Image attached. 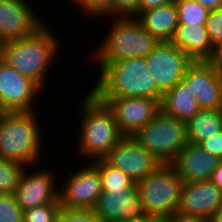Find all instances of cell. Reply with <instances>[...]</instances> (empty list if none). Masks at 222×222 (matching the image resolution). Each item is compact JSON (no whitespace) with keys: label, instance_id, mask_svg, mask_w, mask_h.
Wrapping results in <instances>:
<instances>
[{"label":"cell","instance_id":"cell-1","mask_svg":"<svg viewBox=\"0 0 222 222\" xmlns=\"http://www.w3.org/2000/svg\"><path fill=\"white\" fill-rule=\"evenodd\" d=\"M46 21L29 36L0 45V58L45 92L50 70L56 64L61 41ZM57 56V57H56ZM51 68V69H50Z\"/></svg>","mask_w":222,"mask_h":222},{"label":"cell","instance_id":"cell-2","mask_svg":"<svg viewBox=\"0 0 222 222\" xmlns=\"http://www.w3.org/2000/svg\"><path fill=\"white\" fill-rule=\"evenodd\" d=\"M78 101L77 137L74 148L77 158L86 161L101 159L124 136L114 120L112 111L90 90ZM82 157V158H81Z\"/></svg>","mask_w":222,"mask_h":222},{"label":"cell","instance_id":"cell-3","mask_svg":"<svg viewBox=\"0 0 222 222\" xmlns=\"http://www.w3.org/2000/svg\"><path fill=\"white\" fill-rule=\"evenodd\" d=\"M39 116V111L35 110L0 112V159L14 161L25 167H40L47 151H44L45 131Z\"/></svg>","mask_w":222,"mask_h":222},{"label":"cell","instance_id":"cell-4","mask_svg":"<svg viewBox=\"0 0 222 222\" xmlns=\"http://www.w3.org/2000/svg\"><path fill=\"white\" fill-rule=\"evenodd\" d=\"M98 73L94 86L89 88L96 97H148L162 101L163 94L150 76L145 58L108 62Z\"/></svg>","mask_w":222,"mask_h":222},{"label":"cell","instance_id":"cell-5","mask_svg":"<svg viewBox=\"0 0 222 222\" xmlns=\"http://www.w3.org/2000/svg\"><path fill=\"white\" fill-rule=\"evenodd\" d=\"M111 20L109 30L91 54L99 72L108 62L127 58H146L160 43L135 17H103ZM112 23V24H111Z\"/></svg>","mask_w":222,"mask_h":222},{"label":"cell","instance_id":"cell-6","mask_svg":"<svg viewBox=\"0 0 222 222\" xmlns=\"http://www.w3.org/2000/svg\"><path fill=\"white\" fill-rule=\"evenodd\" d=\"M133 137L163 164H170L188 142L186 122L162 110Z\"/></svg>","mask_w":222,"mask_h":222},{"label":"cell","instance_id":"cell-7","mask_svg":"<svg viewBox=\"0 0 222 222\" xmlns=\"http://www.w3.org/2000/svg\"><path fill=\"white\" fill-rule=\"evenodd\" d=\"M182 179L170 164H162L154 173L136 183L147 215L163 218L177 211Z\"/></svg>","mask_w":222,"mask_h":222},{"label":"cell","instance_id":"cell-8","mask_svg":"<svg viewBox=\"0 0 222 222\" xmlns=\"http://www.w3.org/2000/svg\"><path fill=\"white\" fill-rule=\"evenodd\" d=\"M83 166L73 172L59 175V203L66 208L94 209L102 193V180L99 169L91 162H82ZM86 164V165H85ZM63 181V182H62Z\"/></svg>","mask_w":222,"mask_h":222},{"label":"cell","instance_id":"cell-9","mask_svg":"<svg viewBox=\"0 0 222 222\" xmlns=\"http://www.w3.org/2000/svg\"><path fill=\"white\" fill-rule=\"evenodd\" d=\"M47 167L39 169L36 165L25 167L22 171L14 193L18 204L24 211L48 203H59V184L57 183L58 175L61 173L55 172L52 163L50 168L49 165Z\"/></svg>","mask_w":222,"mask_h":222},{"label":"cell","instance_id":"cell-10","mask_svg":"<svg viewBox=\"0 0 222 222\" xmlns=\"http://www.w3.org/2000/svg\"><path fill=\"white\" fill-rule=\"evenodd\" d=\"M145 59L149 74L163 95L184 78L187 67L193 62L171 42H160Z\"/></svg>","mask_w":222,"mask_h":222},{"label":"cell","instance_id":"cell-11","mask_svg":"<svg viewBox=\"0 0 222 222\" xmlns=\"http://www.w3.org/2000/svg\"><path fill=\"white\" fill-rule=\"evenodd\" d=\"M102 159L123 171L135 183L154 173L163 164L133 136H123Z\"/></svg>","mask_w":222,"mask_h":222},{"label":"cell","instance_id":"cell-12","mask_svg":"<svg viewBox=\"0 0 222 222\" xmlns=\"http://www.w3.org/2000/svg\"><path fill=\"white\" fill-rule=\"evenodd\" d=\"M42 92L0 58V112L34 111Z\"/></svg>","mask_w":222,"mask_h":222},{"label":"cell","instance_id":"cell-13","mask_svg":"<svg viewBox=\"0 0 222 222\" xmlns=\"http://www.w3.org/2000/svg\"><path fill=\"white\" fill-rule=\"evenodd\" d=\"M112 111L120 132L134 136L161 110L160 102L148 97H97Z\"/></svg>","mask_w":222,"mask_h":222},{"label":"cell","instance_id":"cell-14","mask_svg":"<svg viewBox=\"0 0 222 222\" xmlns=\"http://www.w3.org/2000/svg\"><path fill=\"white\" fill-rule=\"evenodd\" d=\"M30 1L0 0V45L29 36L45 23Z\"/></svg>","mask_w":222,"mask_h":222},{"label":"cell","instance_id":"cell-15","mask_svg":"<svg viewBox=\"0 0 222 222\" xmlns=\"http://www.w3.org/2000/svg\"><path fill=\"white\" fill-rule=\"evenodd\" d=\"M94 212L99 222L134 220L147 215L136 185L128 190H103Z\"/></svg>","mask_w":222,"mask_h":222},{"label":"cell","instance_id":"cell-16","mask_svg":"<svg viewBox=\"0 0 222 222\" xmlns=\"http://www.w3.org/2000/svg\"><path fill=\"white\" fill-rule=\"evenodd\" d=\"M200 109L222 110V77L206 61H193L183 78Z\"/></svg>","mask_w":222,"mask_h":222},{"label":"cell","instance_id":"cell-17","mask_svg":"<svg viewBox=\"0 0 222 222\" xmlns=\"http://www.w3.org/2000/svg\"><path fill=\"white\" fill-rule=\"evenodd\" d=\"M222 204V190L211 180L183 183L177 211L208 222Z\"/></svg>","mask_w":222,"mask_h":222},{"label":"cell","instance_id":"cell-18","mask_svg":"<svg viewBox=\"0 0 222 222\" xmlns=\"http://www.w3.org/2000/svg\"><path fill=\"white\" fill-rule=\"evenodd\" d=\"M220 159L206 152L200 144L187 142L170 165L183 183L210 180Z\"/></svg>","mask_w":222,"mask_h":222},{"label":"cell","instance_id":"cell-19","mask_svg":"<svg viewBox=\"0 0 222 222\" xmlns=\"http://www.w3.org/2000/svg\"><path fill=\"white\" fill-rule=\"evenodd\" d=\"M170 42L193 61H206L214 48L205 25L178 23Z\"/></svg>","mask_w":222,"mask_h":222},{"label":"cell","instance_id":"cell-20","mask_svg":"<svg viewBox=\"0 0 222 222\" xmlns=\"http://www.w3.org/2000/svg\"><path fill=\"white\" fill-rule=\"evenodd\" d=\"M159 42H170L178 25L175 1L140 12L135 17Z\"/></svg>","mask_w":222,"mask_h":222},{"label":"cell","instance_id":"cell-21","mask_svg":"<svg viewBox=\"0 0 222 222\" xmlns=\"http://www.w3.org/2000/svg\"><path fill=\"white\" fill-rule=\"evenodd\" d=\"M160 107L165 114L184 122L189 121L200 110L195 94L184 79L179 80L163 95Z\"/></svg>","mask_w":222,"mask_h":222},{"label":"cell","instance_id":"cell-22","mask_svg":"<svg viewBox=\"0 0 222 222\" xmlns=\"http://www.w3.org/2000/svg\"><path fill=\"white\" fill-rule=\"evenodd\" d=\"M222 130V110L199 112L186 122V136L189 143L200 144Z\"/></svg>","mask_w":222,"mask_h":222},{"label":"cell","instance_id":"cell-23","mask_svg":"<svg viewBox=\"0 0 222 222\" xmlns=\"http://www.w3.org/2000/svg\"><path fill=\"white\" fill-rule=\"evenodd\" d=\"M91 162L100 171L103 190H128L136 185L123 171L108 165L102 158Z\"/></svg>","mask_w":222,"mask_h":222},{"label":"cell","instance_id":"cell-24","mask_svg":"<svg viewBox=\"0 0 222 222\" xmlns=\"http://www.w3.org/2000/svg\"><path fill=\"white\" fill-rule=\"evenodd\" d=\"M178 23L205 25L209 10L195 0H174Z\"/></svg>","mask_w":222,"mask_h":222},{"label":"cell","instance_id":"cell-25","mask_svg":"<svg viewBox=\"0 0 222 222\" xmlns=\"http://www.w3.org/2000/svg\"><path fill=\"white\" fill-rule=\"evenodd\" d=\"M24 168L20 163L0 159V193L15 192Z\"/></svg>","mask_w":222,"mask_h":222},{"label":"cell","instance_id":"cell-26","mask_svg":"<svg viewBox=\"0 0 222 222\" xmlns=\"http://www.w3.org/2000/svg\"><path fill=\"white\" fill-rule=\"evenodd\" d=\"M24 210L15 193H0V222H23Z\"/></svg>","mask_w":222,"mask_h":222},{"label":"cell","instance_id":"cell-27","mask_svg":"<svg viewBox=\"0 0 222 222\" xmlns=\"http://www.w3.org/2000/svg\"><path fill=\"white\" fill-rule=\"evenodd\" d=\"M111 2L112 0H78L74 7L78 6L77 11L80 8L84 17H91L89 20L96 18L98 21L100 18L110 17Z\"/></svg>","mask_w":222,"mask_h":222},{"label":"cell","instance_id":"cell-28","mask_svg":"<svg viewBox=\"0 0 222 222\" xmlns=\"http://www.w3.org/2000/svg\"><path fill=\"white\" fill-rule=\"evenodd\" d=\"M60 203H48L24 211L23 222H55Z\"/></svg>","mask_w":222,"mask_h":222},{"label":"cell","instance_id":"cell-29","mask_svg":"<svg viewBox=\"0 0 222 222\" xmlns=\"http://www.w3.org/2000/svg\"><path fill=\"white\" fill-rule=\"evenodd\" d=\"M55 222H99L94 209L61 207Z\"/></svg>","mask_w":222,"mask_h":222},{"label":"cell","instance_id":"cell-30","mask_svg":"<svg viewBox=\"0 0 222 222\" xmlns=\"http://www.w3.org/2000/svg\"><path fill=\"white\" fill-rule=\"evenodd\" d=\"M205 26L213 46L222 44V8L209 12Z\"/></svg>","mask_w":222,"mask_h":222},{"label":"cell","instance_id":"cell-31","mask_svg":"<svg viewBox=\"0 0 222 222\" xmlns=\"http://www.w3.org/2000/svg\"><path fill=\"white\" fill-rule=\"evenodd\" d=\"M139 0H112L110 17H136Z\"/></svg>","mask_w":222,"mask_h":222},{"label":"cell","instance_id":"cell-32","mask_svg":"<svg viewBox=\"0 0 222 222\" xmlns=\"http://www.w3.org/2000/svg\"><path fill=\"white\" fill-rule=\"evenodd\" d=\"M201 147L212 156L222 160V130L203 140L200 143Z\"/></svg>","mask_w":222,"mask_h":222},{"label":"cell","instance_id":"cell-33","mask_svg":"<svg viewBox=\"0 0 222 222\" xmlns=\"http://www.w3.org/2000/svg\"><path fill=\"white\" fill-rule=\"evenodd\" d=\"M206 62L222 77V44L213 48L212 54Z\"/></svg>","mask_w":222,"mask_h":222},{"label":"cell","instance_id":"cell-34","mask_svg":"<svg viewBox=\"0 0 222 222\" xmlns=\"http://www.w3.org/2000/svg\"><path fill=\"white\" fill-rule=\"evenodd\" d=\"M160 222H206V221L197 216L186 215L178 211H175L169 216L160 218Z\"/></svg>","mask_w":222,"mask_h":222},{"label":"cell","instance_id":"cell-35","mask_svg":"<svg viewBox=\"0 0 222 222\" xmlns=\"http://www.w3.org/2000/svg\"><path fill=\"white\" fill-rule=\"evenodd\" d=\"M172 1L173 0H139L138 14L148 9L166 5Z\"/></svg>","mask_w":222,"mask_h":222},{"label":"cell","instance_id":"cell-36","mask_svg":"<svg viewBox=\"0 0 222 222\" xmlns=\"http://www.w3.org/2000/svg\"><path fill=\"white\" fill-rule=\"evenodd\" d=\"M210 180L219 188L222 190V160L218 164V166L215 168V170L212 172V175L210 177Z\"/></svg>","mask_w":222,"mask_h":222},{"label":"cell","instance_id":"cell-37","mask_svg":"<svg viewBox=\"0 0 222 222\" xmlns=\"http://www.w3.org/2000/svg\"><path fill=\"white\" fill-rule=\"evenodd\" d=\"M209 11L222 8V0H195Z\"/></svg>","mask_w":222,"mask_h":222},{"label":"cell","instance_id":"cell-38","mask_svg":"<svg viewBox=\"0 0 222 222\" xmlns=\"http://www.w3.org/2000/svg\"><path fill=\"white\" fill-rule=\"evenodd\" d=\"M116 222H160V218L153 215H145L144 217L134 219V220H119Z\"/></svg>","mask_w":222,"mask_h":222},{"label":"cell","instance_id":"cell-39","mask_svg":"<svg viewBox=\"0 0 222 222\" xmlns=\"http://www.w3.org/2000/svg\"><path fill=\"white\" fill-rule=\"evenodd\" d=\"M208 222H222V204L213 213L211 219Z\"/></svg>","mask_w":222,"mask_h":222},{"label":"cell","instance_id":"cell-40","mask_svg":"<svg viewBox=\"0 0 222 222\" xmlns=\"http://www.w3.org/2000/svg\"><path fill=\"white\" fill-rule=\"evenodd\" d=\"M64 1H65V0H63V2H64ZM67 1H68V2H71V4L74 5L78 0H66V2H67Z\"/></svg>","mask_w":222,"mask_h":222}]
</instances>
